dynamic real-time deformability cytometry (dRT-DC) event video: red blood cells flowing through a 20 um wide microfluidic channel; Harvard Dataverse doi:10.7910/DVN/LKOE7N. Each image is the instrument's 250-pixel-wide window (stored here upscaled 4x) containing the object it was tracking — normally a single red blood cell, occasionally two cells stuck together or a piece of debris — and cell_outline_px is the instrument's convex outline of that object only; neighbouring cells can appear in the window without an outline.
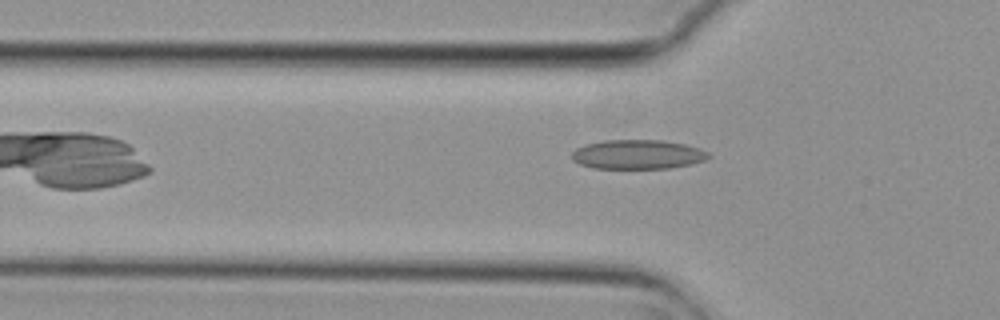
{"species": "common noctule bat (a hibernating species)", "species_latin": "Nyctalus noctula", "temperature_condition": "cold", "stored_images_in_passage": 9, "camera_frame_rate_fps": 3000, "um_per_image_px": 0.085, "animal": {"sex": "female", "body_mass_g": 29.2, "forearm_length_mm": 56.3}, "frame": {"image": 1, "passage_image": 6, "time_ms": 1.667, "image_size_px": [1000, 320], "cell_outline_px": [[712, 156], [704, 160], [692, 164], [668, 168], [592, 168], [580, 164], [572, 160], [572, 152], [576, 148], [584, 144], [604, 140], [660, 140], [684, 144], [700, 148], [708, 152]], "centroid_in_image_um": [54.19, 13.12], "position_along_channel_um": 71.6, "area_um2": 23.41}}
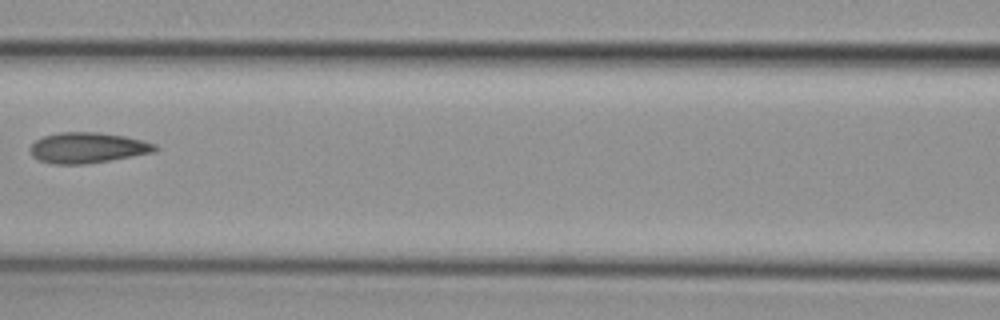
{"frame": {"image": 2, "passage_image": 8, "time_ms": 2.333, "image_size_px": [1000, 320], "cell_outline_px": [[160, 148], [152, 152], [112, 160], [84, 164], [52, 164], [40, 160], [32, 156], [32, 144], [36, 140], [44, 136], [60, 132], [100, 132], [124, 136], [144, 140], [156, 144]], "centroid_in_image_um": [7.48, 12.55], "position_along_channel_um": 159.1, "area_um2": 22.2}}
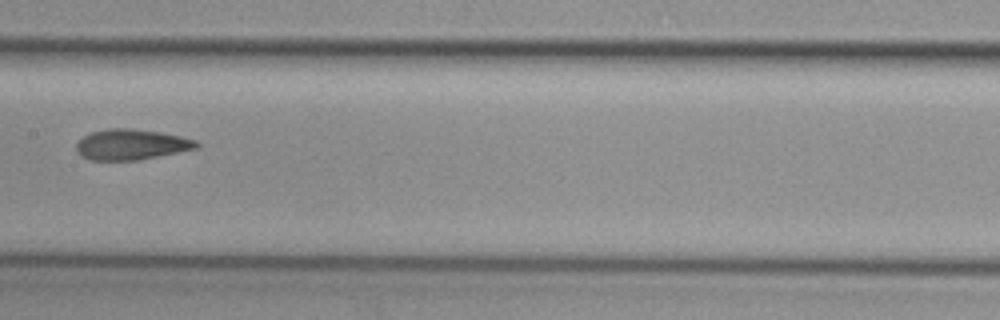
{"frame": {"image": 3, "passage_image": 9, "time_ms": 2.667, "image_size_px": [1000, 320], "cell_outline_px": [[200, 148], [140, 160], [88, 160], [76, 152], [76, 144], [84, 136], [92, 132], [108, 128], [132, 128], [160, 132], [180, 136], [196, 140], [200, 144]], "centroid_in_image_um": [11.19, 12.29], "position_along_channel_um": 196.2, "area_um2": 21.62}}